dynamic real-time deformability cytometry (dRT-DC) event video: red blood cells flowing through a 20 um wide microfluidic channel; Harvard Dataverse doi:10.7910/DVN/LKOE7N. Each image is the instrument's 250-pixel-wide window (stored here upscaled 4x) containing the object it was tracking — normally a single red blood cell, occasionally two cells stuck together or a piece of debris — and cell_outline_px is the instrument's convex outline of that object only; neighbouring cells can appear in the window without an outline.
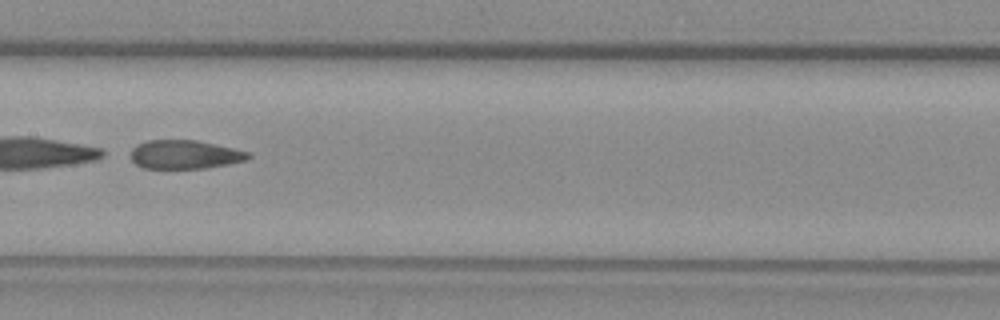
{"species": "common noctule bat (a hibernating species)", "species_latin": "Nyctalus noctula", "temperature_condition": "warm", "stored_images_in_passage": 28, "camera_frame_rate_fps": 3000, "um_per_image_px": 0.085, "animal": {"sex": "female", "body_mass_g": 29.2, "forearm_length_mm": 56.3}, "frame": {"image": 1, "passage_image": 12, "time_ms": 3.667, "image_size_px": [1000, 320], "cell_outline_px": [[252, 156], [244, 160], [228, 164], [208, 168], [144, 168], [136, 164], [128, 156], [132, 148], [136, 144], [148, 140], [196, 140], [232, 148], [248, 152]], "centroid_in_image_um": [15.64, 13.13], "position_along_channel_um": 191.8, "area_um2": 19.65}, "authors_computed_cell_mechanics": {"area_um2": 21.386, "velocity_mm_per_s": 3.7007, "shape_relaxation_time_tau1_ms": 2.1477, "shape_relaxation_time_tau2_ms": 1.8555, "deformation_change_tau1": 0.3014, "deformation_change_tau2": 0.1121}}